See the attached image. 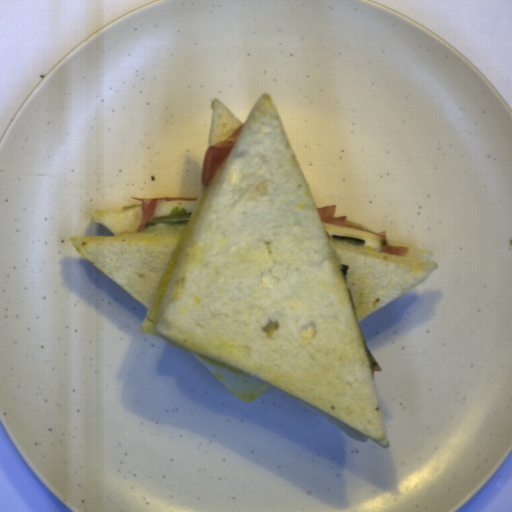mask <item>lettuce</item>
<instances>
[{
    "label": "lettuce",
    "mask_w": 512,
    "mask_h": 512,
    "mask_svg": "<svg viewBox=\"0 0 512 512\" xmlns=\"http://www.w3.org/2000/svg\"><path fill=\"white\" fill-rule=\"evenodd\" d=\"M348 297H349L350 304H351L352 310L354 312V315L357 318V311H356L354 299H353L352 292H351L350 288L348 289Z\"/></svg>",
    "instance_id": "4"
},
{
    "label": "lettuce",
    "mask_w": 512,
    "mask_h": 512,
    "mask_svg": "<svg viewBox=\"0 0 512 512\" xmlns=\"http://www.w3.org/2000/svg\"><path fill=\"white\" fill-rule=\"evenodd\" d=\"M349 269H350L349 265L341 263L340 271H341V274H342L344 280L347 279L346 276L349 273Z\"/></svg>",
    "instance_id": "3"
},
{
    "label": "lettuce",
    "mask_w": 512,
    "mask_h": 512,
    "mask_svg": "<svg viewBox=\"0 0 512 512\" xmlns=\"http://www.w3.org/2000/svg\"><path fill=\"white\" fill-rule=\"evenodd\" d=\"M363 344H364V349H365V355H366V359H367V363H368V367L369 369H374L378 363H376L374 361V359L370 356L369 352H368V348H367V344H366V340H363Z\"/></svg>",
    "instance_id": "2"
},
{
    "label": "lettuce",
    "mask_w": 512,
    "mask_h": 512,
    "mask_svg": "<svg viewBox=\"0 0 512 512\" xmlns=\"http://www.w3.org/2000/svg\"><path fill=\"white\" fill-rule=\"evenodd\" d=\"M190 217L191 213L186 212L183 207L174 206L169 215L162 217H152L147 220L146 228L159 223L185 225L188 224Z\"/></svg>",
    "instance_id": "1"
}]
</instances>
